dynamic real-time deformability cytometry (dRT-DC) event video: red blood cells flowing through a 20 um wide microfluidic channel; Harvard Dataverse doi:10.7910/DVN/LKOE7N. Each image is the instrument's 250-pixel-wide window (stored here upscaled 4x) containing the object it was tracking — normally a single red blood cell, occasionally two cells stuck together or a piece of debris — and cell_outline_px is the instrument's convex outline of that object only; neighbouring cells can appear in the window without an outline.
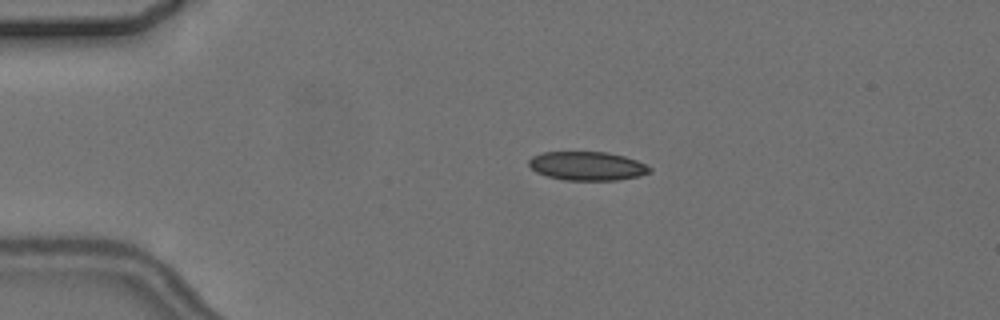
{"species": "common noctule bat (a hibernating species)", "species_latin": "Nyctalus noctula", "temperature_condition": "cold", "stored_images_in_passage": 7, "camera_frame_rate_fps": 3000, "um_per_image_px": 0.085, "animal": {"sex": "female", "body_mass_g": 24.6, "forearm_length_mm": 56.2}, "frame": {"image": 1, "passage_image": 4, "time_ms": 3.667, "image_size_px": [1000, 320], "cell_outline_px": [[652, 172], [640, 176], [616, 180], [564, 180], [548, 176], [536, 172], [528, 164], [528, 160], [532, 156], [544, 152], [608, 152], [624, 156], [636, 160], [652, 168]], "centroid_in_image_um": [49.92, 14.11], "position_along_channel_um": 35.1, "area_um2": 20.29}}
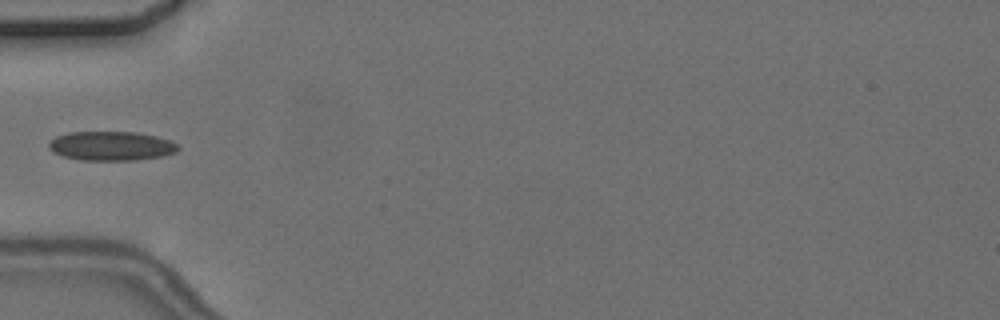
{"frame": {"image": 2, "passage_image": 6, "time_ms": 6.0, "image_size_px": [1000, 320], "cell_outline_px": [[180, 148], [176, 152], [160, 156], [136, 160], [80, 160], [64, 156], [52, 152], [48, 148], [48, 144], [56, 136], [68, 132], [136, 132], [156, 136], [168, 140], [176, 144]], "centroid_in_image_um": [9.43, 12.4], "position_along_channel_um": 75.6, "area_um2": 21.91}}
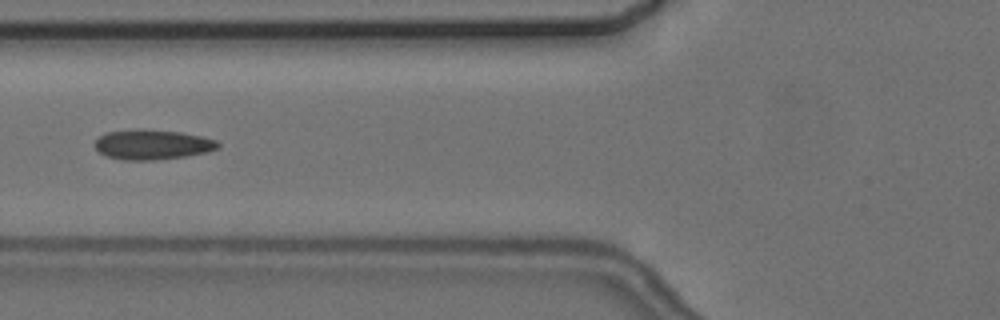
{"frame": {"image": 3, "passage_image": 7, "time_ms": 7.0, "image_size_px": [1000, 320], "cell_outline_px": [[220, 148], [208, 152], [184, 156], [152, 160], [124, 160], [108, 156], [100, 152], [96, 148], [96, 140], [100, 136], [108, 132], [140, 128], [180, 132], [200, 136], [216, 140], [220, 144]], "centroid_in_image_um": [12.98, 12.28], "position_along_channel_um": 112.8, "area_um2": 21.33}}